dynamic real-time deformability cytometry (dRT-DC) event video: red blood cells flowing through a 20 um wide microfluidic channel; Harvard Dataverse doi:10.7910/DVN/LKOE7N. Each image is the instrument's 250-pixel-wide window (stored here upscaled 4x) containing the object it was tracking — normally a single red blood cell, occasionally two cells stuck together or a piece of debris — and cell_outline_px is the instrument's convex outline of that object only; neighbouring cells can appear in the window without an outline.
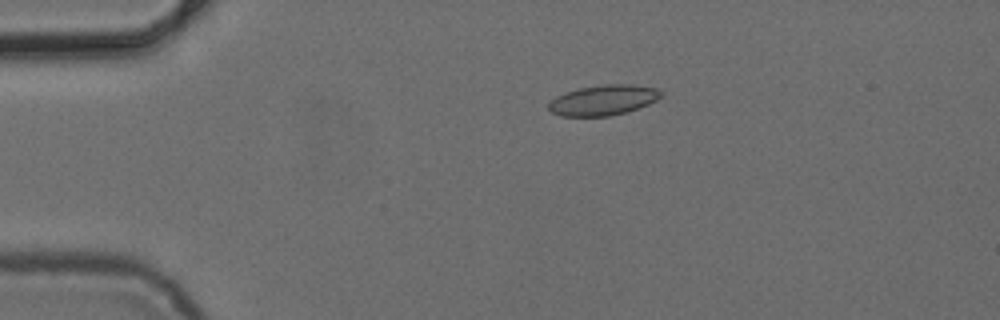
{"species": "common noctule bat (a hibernating species)", "species_latin": "Nyctalus noctula", "temperature_condition": "cold", "stored_images_in_passage": 4, "camera_frame_rate_fps": 3000, "um_per_image_px": 0.085, "animal": {"sex": "female", "body_mass_g": 24.6, "forearm_length_mm": 56.2}, "frame": {"image": 1, "passage_image": 1, "time_ms": 0.0, "image_size_px": [1000, 320], "cell_outline_px": [[664, 92], [656, 100], [648, 104], [624, 112], [608, 116], [560, 116], [552, 112], [548, 108], [548, 104], [556, 96], [580, 88], [604, 84], [632, 84], [656, 88]], "centroid_in_image_um": [51.28, 8.5], "position_along_channel_um": 33.7, "area_um2": 19.59}}
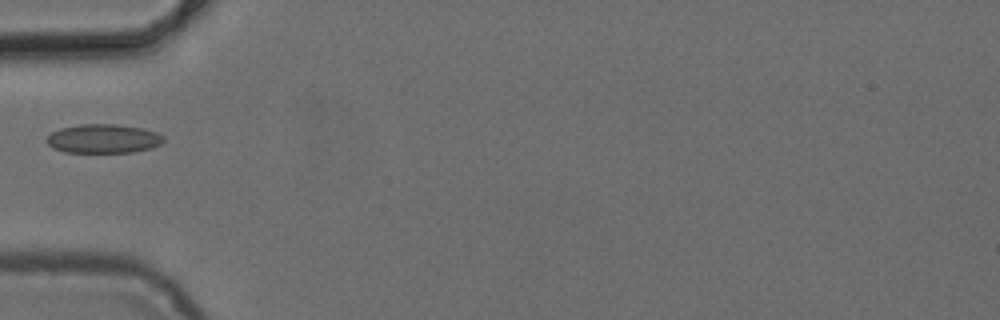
{"frame": {"image": 2, "passage_image": 3, "time_ms": 2.333, "image_size_px": [1000, 320], "cell_outline_px": [[164, 140], [160, 144], [152, 148], [132, 152], [64, 152], [52, 148], [44, 140], [52, 132], [60, 128], [80, 124], [116, 124], [140, 128], [156, 132], [164, 136]], "centroid_in_image_um": [8.76, 11.79], "position_along_channel_um": 76.2, "area_um2": 19.77}}
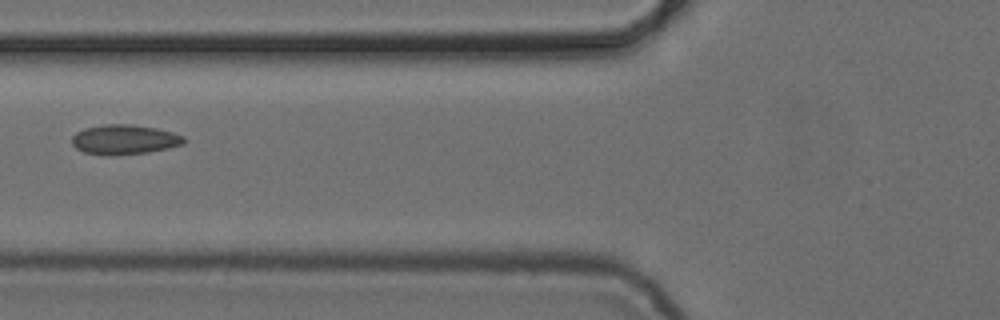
{"frame": {"image": 3, "passage_image": 4, "time_ms": 3.333, "image_size_px": [1000, 320], "cell_outline_px": [[188, 140], [184, 144], [168, 148], [148, 152], [84, 152], [76, 148], [72, 144], [72, 136], [76, 132], [84, 128], [104, 124], [132, 124], [156, 128], [172, 132], [184, 136]], "centroid_in_image_um": [10.63, 11.8], "position_along_channel_um": 115.2, "area_um2": 18.67}}